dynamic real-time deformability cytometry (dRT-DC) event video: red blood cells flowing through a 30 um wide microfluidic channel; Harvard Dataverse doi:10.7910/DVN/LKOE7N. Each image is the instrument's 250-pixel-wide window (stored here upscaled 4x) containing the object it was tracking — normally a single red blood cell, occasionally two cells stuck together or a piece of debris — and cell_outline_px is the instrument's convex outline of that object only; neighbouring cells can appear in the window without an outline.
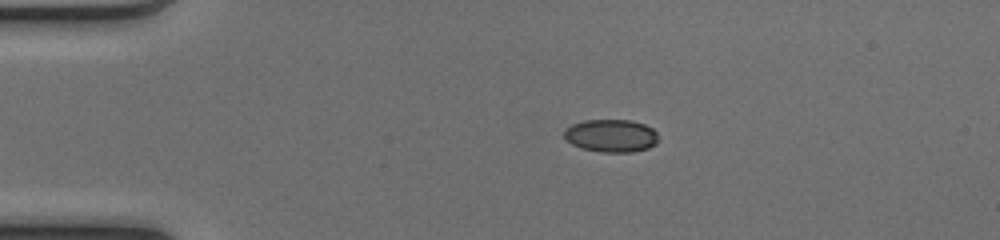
{"species": "common noctule bat (a hibernating species)", "species_latin": "Nyctalus noctula", "temperature_condition": "cold", "stored_images_in_passage": 50, "camera_frame_rate_fps": 3000, "um_per_image_px": 0.085, "animal": {"sex": "female", "body_mass_g": 17.0, "forearm_length_mm": 48.0}, "frame": {"image": 1, "passage_image": 11, "time_ms": 3.333, "image_size_px": [1000, 240], "cell_outline_px": [[656, 144], [648, 148], [632, 152], [600, 152], [580, 148], [572, 144], [564, 136], [564, 128], [572, 124], [584, 120], [628, 120], [644, 124], [652, 128], [656, 132]], "centroid_in_image_um": [51.92, 11.53], "position_along_channel_um": 33.1, "area_um2": 17.98}}
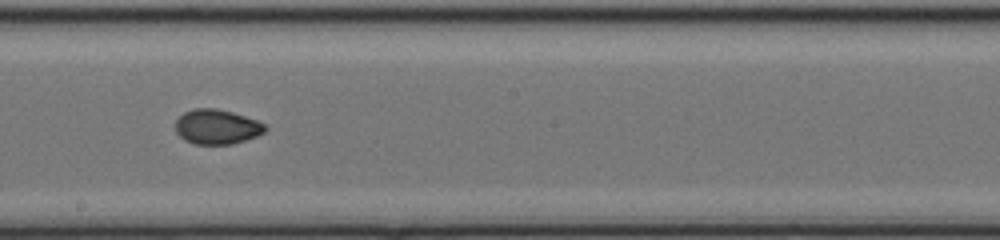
{"frame": {"image": 2, "passage_image": 29, "time_ms": 9.333, "image_size_px": [1000, 240], "cell_outline_px": [[268, 128], [264, 132], [256, 136], [232, 144], [192, 144], [184, 140], [176, 132], [176, 120], [184, 112], [192, 108], [216, 108], [232, 112], [256, 120], [264, 124]], "centroid_in_image_um": [18.41, 10.77], "position_along_channel_um": 229.8, "area_um2": 18.15}}
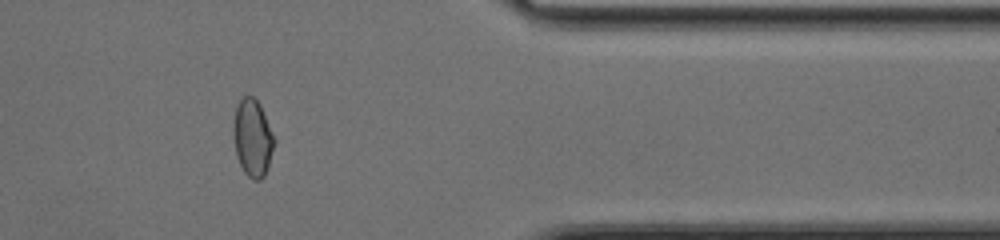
{"frame": {"image": 3, "passage_image": 42, "time_ms": 13.667, "image_size_px": [1000, 240], "cell_outline_px": [[276, 140], [268, 168], [264, 176], [260, 180], [252, 180], [244, 172], [236, 156], [232, 132], [232, 124], [236, 104], [244, 96], [252, 96], [260, 104]], "centroid_in_image_um": [21.46, 11.72], "position_along_channel_um": 389.9, "area_um2": 18.73}, "authors_computed_cell_mechanics": {"area_um2": 18.2359, "velocity_mm_per_s": 4.1358, "shape_relaxation_time_tau1_ms": 5.3767, "shape_relaxation_time_tau2_ms": 1.2044, "deformation_change_tau1": 0.1597, "deformation_change_tau2": 0.04}}